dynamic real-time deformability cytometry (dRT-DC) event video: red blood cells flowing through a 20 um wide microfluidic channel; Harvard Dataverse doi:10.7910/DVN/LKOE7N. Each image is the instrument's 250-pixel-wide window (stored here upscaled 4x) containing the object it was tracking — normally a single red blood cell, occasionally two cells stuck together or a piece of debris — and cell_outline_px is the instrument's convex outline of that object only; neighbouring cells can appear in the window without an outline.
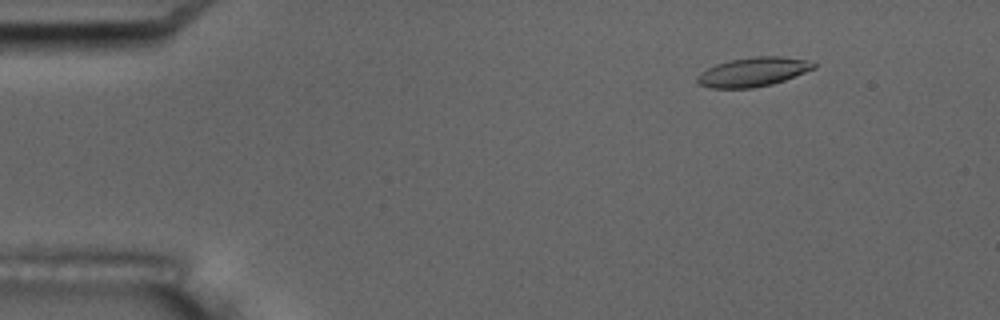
{"species": "common noctule bat (a hibernating species)", "species_latin": "Nyctalus noctula", "temperature_condition": "room temperature", "stored_images_in_passage": 7, "camera_frame_rate_fps": 3000, "um_per_image_px": 0.085, "animal": {"sex": "male", "body_mass_g": 17.5, "forearm_length_mm": 52.3}, "frame": {"image": 1, "passage_image": 3, "time_ms": 2.0, "image_size_px": [1000, 320], "cell_outline_px": [[816, 68], [784, 80], [772, 84], [752, 88], [712, 88], [700, 84], [696, 80], [696, 76], [700, 72], [716, 64], [732, 60], [756, 56], [780, 56], [804, 60], [816, 64]], "centroid_in_image_um": [63.99, 6.12], "position_along_channel_um": 21.0, "area_um2": 19.54}}
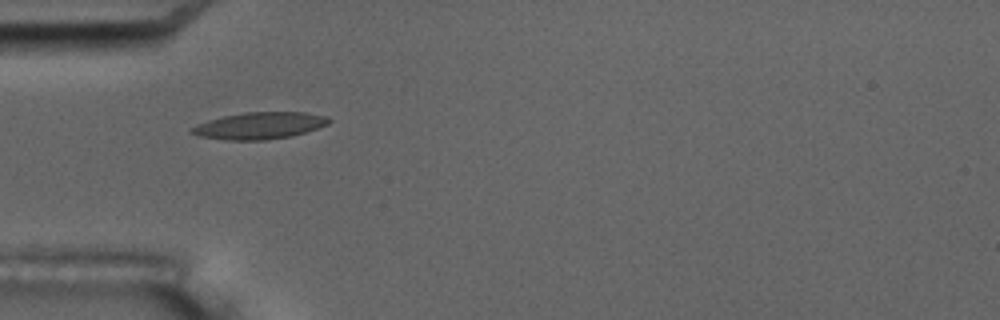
{"frame": {"image": 2, "passage_image": 6, "time_ms": 5.667, "image_size_px": [1000, 320], "cell_outline_px": [[332, 120], [328, 124], [292, 136], [264, 140], [228, 140], [200, 136], [188, 132], [196, 124], [208, 120], [224, 116], [244, 112], [304, 112], [328, 116]], "centroid_in_image_um": [22.06, 10.67], "position_along_channel_um": 62.9, "area_um2": 21.39}}